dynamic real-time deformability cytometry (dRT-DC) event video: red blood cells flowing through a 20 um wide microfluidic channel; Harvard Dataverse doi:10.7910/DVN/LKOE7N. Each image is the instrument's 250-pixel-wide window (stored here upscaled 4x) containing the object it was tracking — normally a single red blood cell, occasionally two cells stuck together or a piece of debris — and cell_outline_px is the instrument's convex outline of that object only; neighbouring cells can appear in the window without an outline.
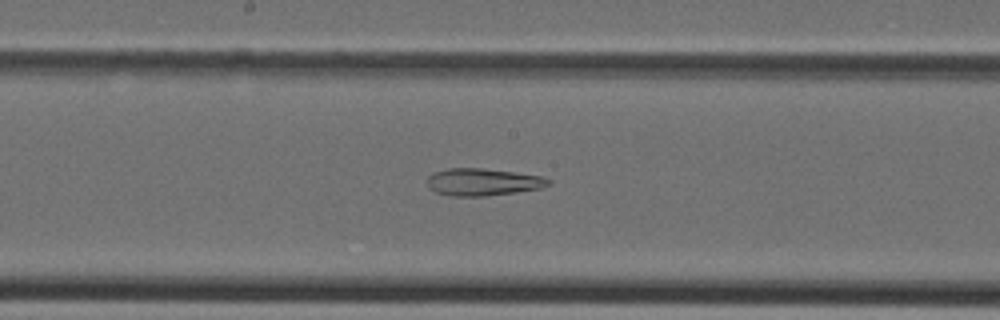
{"species": "Egyptian fruit bat (a non-hibernating species)", "species_latin": "Rousettus aegyptiacus", "temperature_condition": "cold", "stored_images_in_passage": 14, "camera_frame_rate_fps": 3000, "um_per_image_px": 0.085, "animal": {"sex": "female"}, "frame": {"image": 1, "passage_image": 10, "time_ms": 3.0, "image_size_px": [1000, 320], "cell_outline_px": [[552, 184], [540, 188], [516, 192], [484, 196], [452, 196], [436, 192], [428, 188], [428, 176], [432, 172], [448, 168], [480, 168], [544, 176], [552, 180]], "centroid_in_image_um": [41.05, 15.47], "position_along_channel_um": 207.2, "area_um2": 19.31}}
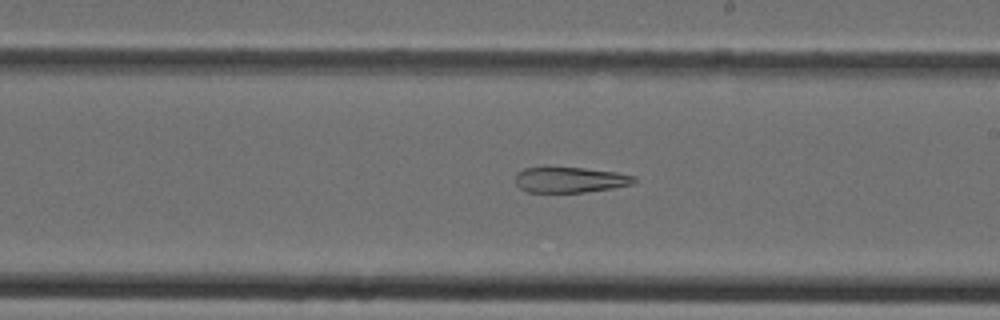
{"frame": {"image": 2, "passage_image": 12, "time_ms": 3.667, "image_size_px": [1000, 320], "cell_outline_px": [[636, 180], [632, 184], [612, 188], [584, 192], [528, 192], [520, 188], [516, 184], [516, 172], [524, 168], [584, 168], [616, 172], [636, 176]], "centroid_in_image_um": [48.46, 15.29], "position_along_channel_um": 240.5, "area_um2": 17.51}}